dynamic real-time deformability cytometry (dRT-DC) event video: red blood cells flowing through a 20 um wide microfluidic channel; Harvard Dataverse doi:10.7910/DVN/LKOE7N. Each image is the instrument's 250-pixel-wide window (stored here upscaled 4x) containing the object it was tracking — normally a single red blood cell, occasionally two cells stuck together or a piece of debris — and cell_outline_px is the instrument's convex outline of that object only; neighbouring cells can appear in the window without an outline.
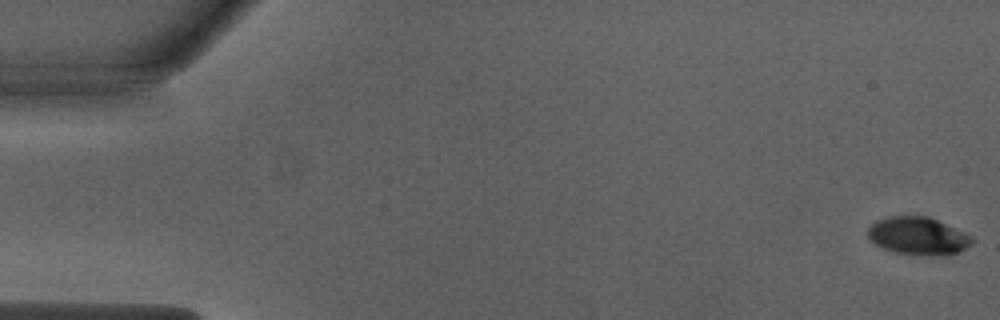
{"species": "Egyptian fruit bat (a non-hibernating species)", "species_latin": "Rousettus aegyptiacus", "temperature_condition": "warm", "stored_images_in_passage": 52, "camera_frame_rate_fps": 3000, "um_per_image_px": 0.085, "animal": {"sex": "male"}, "frame": {"image": 1, "passage_image": 1, "time_ms": 0.0, "image_size_px": [1000, 320], "cell_outline_px": [[976, 240], [972, 244], [956, 252], [892, 252], [868, 240], [868, 228], [876, 220], [888, 216], [928, 216], [964, 232], [972, 236]], "centroid_in_image_um": [77.98, 19.98], "position_along_channel_um": 7.0, "area_um2": 21.91}}
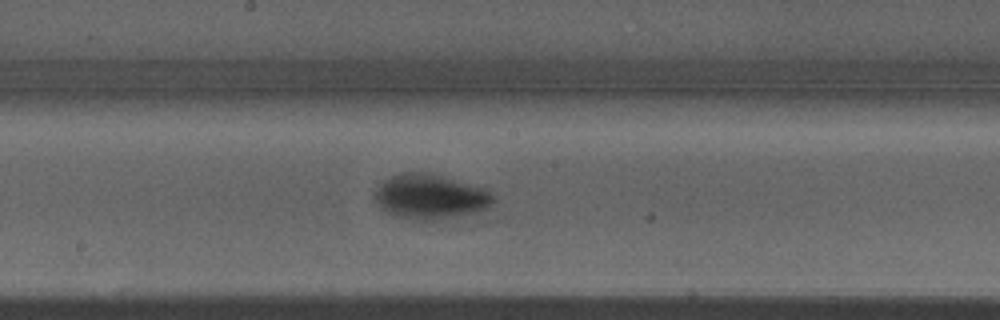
{"frame": {"image": 2, "passage_image": 28, "time_ms": 9.0, "image_size_px": [1000, 320], "cell_outline_px": [[496, 200], [492, 204], [476, 212], [432, 220], [424, 220], [400, 216], [388, 212], [376, 200], [376, 192], [380, 184], [392, 176], [404, 172], [420, 172], [440, 176], [480, 188], [488, 192]], "centroid_in_image_um": [36.57, 16.71], "position_along_channel_um": 211.6, "area_um2": 29.42}}
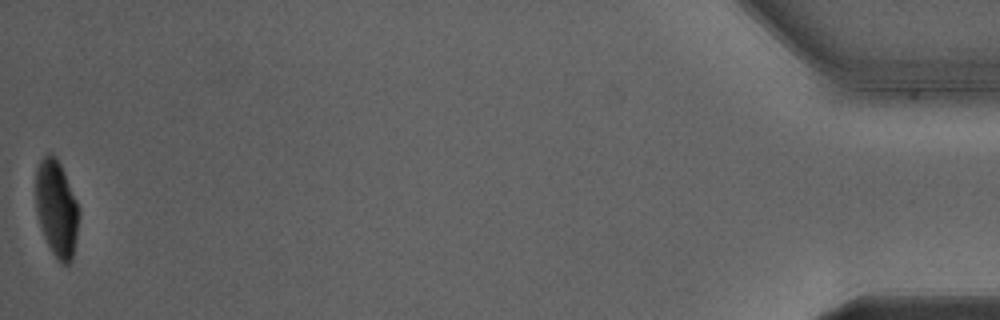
{"frame": {"image": 3, "passage_image": 52, "time_ms": 17.0, "image_size_px": [1000, 320], "cell_outline_px": [[80, 212], [72, 260], [68, 264], [60, 264], [52, 252], [40, 228], [36, 212], [36, 168], [40, 160], [48, 152], [52, 152], [56, 156], [64, 172], [80, 208]], "centroid_in_image_um": [4.8, 17.7], "position_along_channel_um": 430.4, "area_um2": 24.51}, "authors_computed_cell_mechanics": {"area_um2": 27.4261, "velocity_mm_per_s": 3.9975, "shape_relaxation_time_tau1_ms": 2.6706, "shape_relaxation_time_tau2_ms": null, "deformation_change_tau1": 0.1532, "deformation_change_tau2": null}}